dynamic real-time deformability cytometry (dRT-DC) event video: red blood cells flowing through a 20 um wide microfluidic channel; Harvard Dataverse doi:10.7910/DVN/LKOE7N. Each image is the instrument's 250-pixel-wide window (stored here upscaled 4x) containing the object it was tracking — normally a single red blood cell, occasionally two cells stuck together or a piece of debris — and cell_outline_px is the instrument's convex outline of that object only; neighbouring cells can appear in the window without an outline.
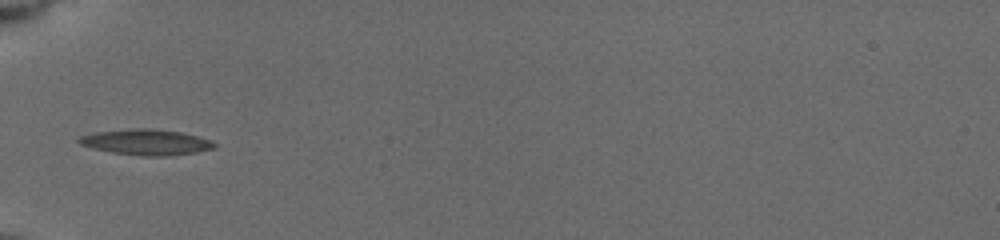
{"species": "common noctule bat (a hibernating species)", "species_latin": "Nyctalus noctula", "temperature_condition": "cold", "stored_images_in_passage": 13, "camera_frame_rate_fps": 3000, "um_per_image_px": 0.085, "animal": {"sex": "female", "body_mass_g": 19.5, "forearm_length_mm": 54.1}, "frame": {"image": 1, "passage_image": 8, "time_ms": 6.0, "image_size_px": [1000, 240], "cell_outline_px": [[216, 144], [212, 148], [196, 152], [164, 156], [140, 156], [112, 152], [92, 148], [80, 144], [76, 140], [80, 136], [92, 132], [136, 128], [152, 128], [180, 132], [196, 136], [208, 140]], "centroid_in_image_um": [12.34, 12.08], "position_along_channel_um": 72.7, "area_um2": 20.11}}
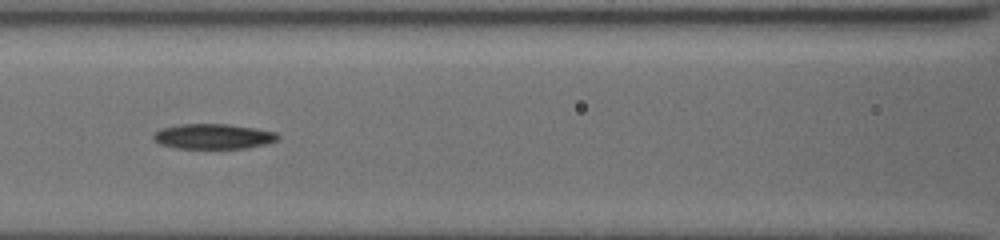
{"frame": {"image": 2, "passage_image": 10, "time_ms": 8.0, "image_size_px": [1000, 240], "cell_outline_px": [[280, 140], [248, 148], [176, 148], [160, 144], [152, 136], [160, 128], [180, 124], [228, 124], [256, 128], [276, 132], [280, 136]], "centroid_in_image_um": [18.16, 11.59], "position_along_channel_um": 148.4, "area_um2": 18.26}}
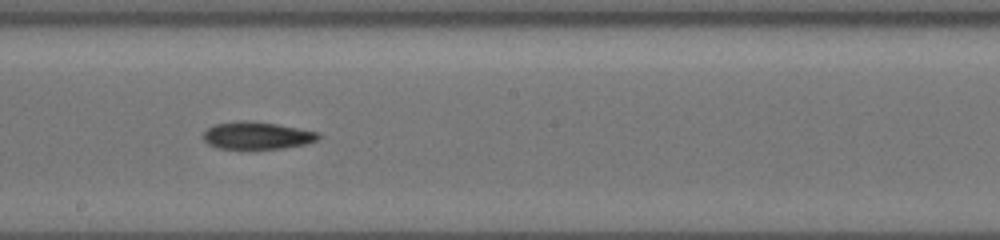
{"frame": {"image": 3, "passage_image": 12, "time_ms": 10.0, "image_size_px": [1000, 240], "cell_outline_px": [[320, 136], [316, 140], [304, 144], [284, 148], [216, 148], [208, 144], [204, 140], [204, 132], [208, 128], [216, 124], [240, 120], [244, 120], [276, 124], [320, 132]], "centroid_in_image_um": [21.84, 11.51], "position_along_channel_um": 226.4, "area_um2": 18.09}}